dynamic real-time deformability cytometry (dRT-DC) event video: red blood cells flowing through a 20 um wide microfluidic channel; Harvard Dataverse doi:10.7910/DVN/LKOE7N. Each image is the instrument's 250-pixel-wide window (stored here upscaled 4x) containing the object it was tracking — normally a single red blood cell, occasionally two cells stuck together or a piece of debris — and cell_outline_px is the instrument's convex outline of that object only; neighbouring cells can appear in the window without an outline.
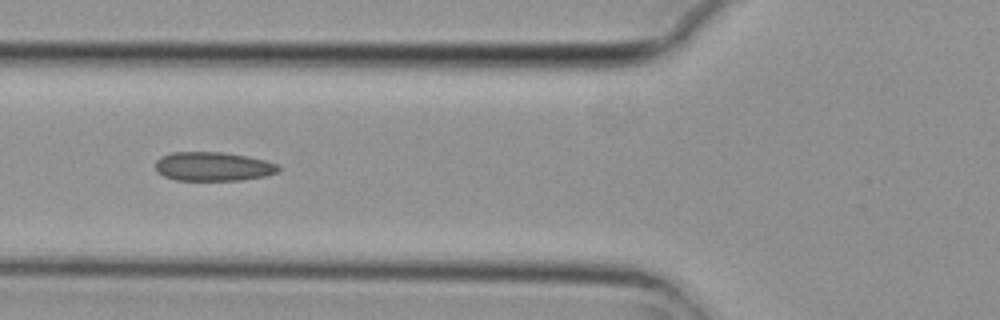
{"species": "common noctule bat (a hibernating species)", "species_latin": "Nyctalus noctula", "temperature_condition": "cold", "stored_images_in_passage": 7, "camera_frame_rate_fps": 3000, "um_per_image_px": 0.085, "animal": {"sex": "female", "body_mass_g": 29.2, "forearm_length_mm": 56.3}, "frame": {"image": 1, "passage_image": 5, "time_ms": 1.333, "image_size_px": [1000, 320], "cell_outline_px": [[280, 168], [276, 172], [264, 176], [240, 180], [176, 180], [164, 176], [156, 172], [156, 160], [160, 156], [172, 152], [224, 152], [248, 156], [264, 160], [276, 164]], "centroid_in_image_um": [18.06, 14.14], "position_along_channel_um": 107.7, "area_um2": 20.75}}
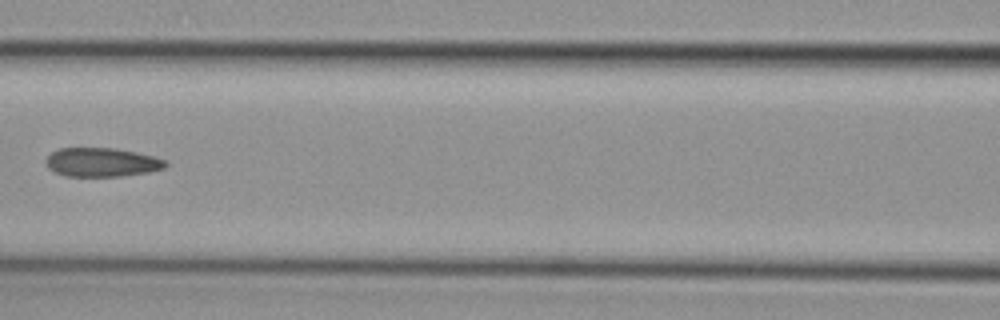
{"frame": {"image": 2, "passage_image": 6, "time_ms": 1.667, "image_size_px": [1000, 320], "cell_outline_px": [[168, 164], [164, 168], [148, 172], [120, 176], [64, 176], [48, 168], [44, 160], [52, 152], [60, 148], [116, 148], [136, 152], [152, 156], [164, 160]], "centroid_in_image_um": [8.62, 13.79], "position_along_channel_um": 158.0, "area_um2": 20.06}}
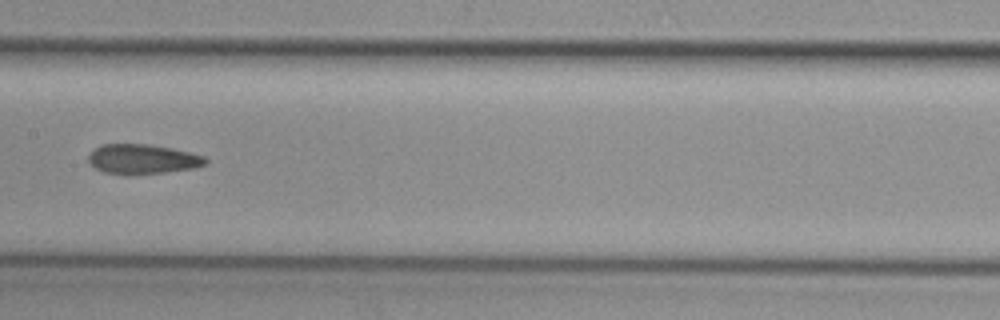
{"frame": {"image": 3, "passage_image": 7, "time_ms": 2.0, "image_size_px": [1000, 320], "cell_outline_px": [[208, 160], [204, 164], [196, 168], [164, 172], [128, 176], [104, 172], [96, 168], [88, 160], [88, 156], [100, 144], [148, 144], [172, 148], [204, 156]], "centroid_in_image_um": [12.11, 13.54], "position_along_channel_um": 195.3, "area_um2": 20.35}}